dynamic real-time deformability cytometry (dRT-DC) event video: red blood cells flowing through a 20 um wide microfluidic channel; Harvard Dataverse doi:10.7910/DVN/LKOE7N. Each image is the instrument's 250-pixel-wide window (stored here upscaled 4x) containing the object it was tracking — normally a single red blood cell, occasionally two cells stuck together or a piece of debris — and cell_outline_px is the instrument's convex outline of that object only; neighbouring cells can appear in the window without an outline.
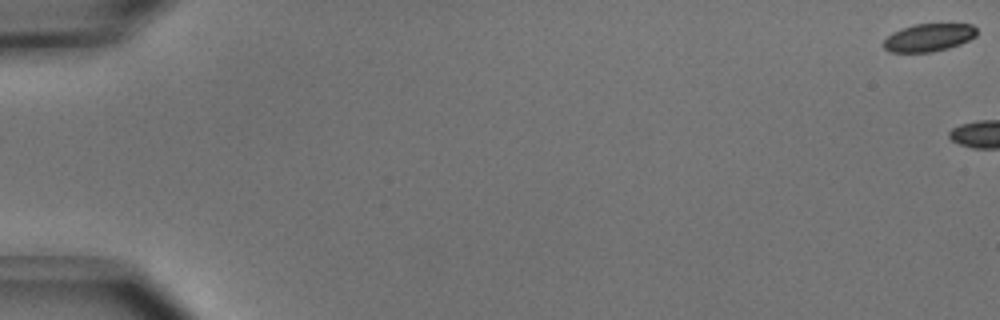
{"species": "common noctule bat (a hibernating species)", "species_latin": "Nyctalus noctula", "temperature_condition": "cold", "stored_images_in_passage": 4, "camera_frame_rate_fps": 3000, "um_per_image_px": 0.085, "animal": {"sex": "male", "body_mass_g": 15.6}, "frame": {"image": 1, "passage_image": 1, "time_ms": 0.0, "image_size_px": [1000, 320], "cell_outline_px": [[976, 36], [960, 44], [948, 48], [932, 52], [888, 52], [884, 48], [884, 40], [892, 32], [900, 28], [916, 24], [972, 24], [976, 28]], "centroid_in_image_um": [78.92, 3.19], "position_along_channel_um": 6.1, "area_um2": 15.09}}